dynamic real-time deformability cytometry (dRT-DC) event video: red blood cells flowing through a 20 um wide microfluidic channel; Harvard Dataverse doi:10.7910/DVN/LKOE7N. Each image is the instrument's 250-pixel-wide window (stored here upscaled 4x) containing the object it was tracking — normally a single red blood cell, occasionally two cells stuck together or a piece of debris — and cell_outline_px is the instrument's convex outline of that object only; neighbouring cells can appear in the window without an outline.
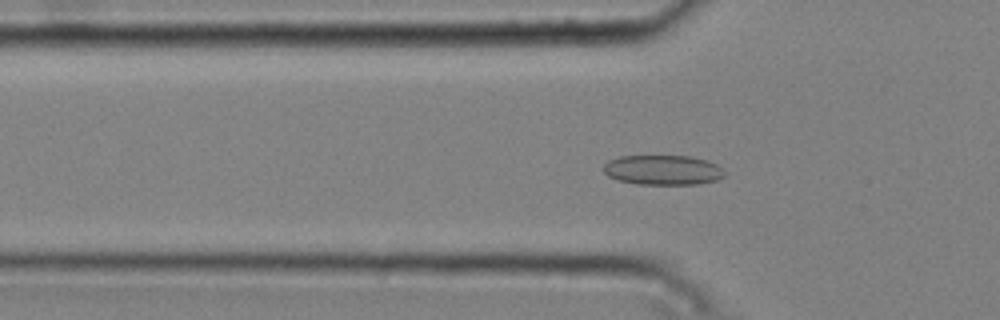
{"species": "common noctule bat (a hibernating species)", "species_latin": "Nyctalus noctula", "temperature_condition": "cold", "stored_images_in_passage": 43, "camera_frame_rate_fps": 3000, "um_per_image_px": 0.085, "animal": {"sex": "male", "body_mass_g": 20.4}, "frame": {"image": 1, "passage_image": 16, "time_ms": 5.0, "image_size_px": [1000, 320], "cell_outline_px": [[728, 172], [724, 176], [716, 180], [700, 184], [636, 184], [620, 180], [608, 176], [604, 172], [604, 164], [608, 160], [620, 156], [692, 156], [708, 160], [716, 164]], "centroid_in_image_um": [56.39, 14.44], "position_along_channel_um": 69.4, "area_um2": 21.21}}
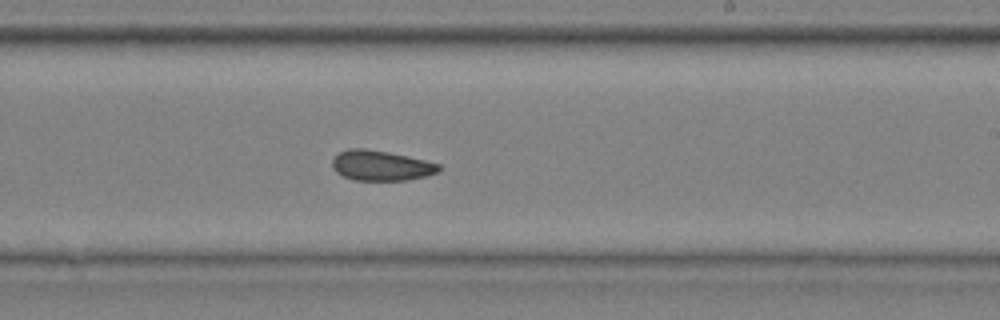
{"frame": {"image": 2, "passage_image": 31, "time_ms": 10.0, "image_size_px": [1000, 320], "cell_outline_px": [[440, 172], [408, 180], [352, 180], [336, 172], [332, 168], [332, 160], [340, 152], [348, 148], [364, 148], [388, 152], [408, 156], [440, 164]], "centroid_in_image_um": [32.38, 14.07], "position_along_channel_um": 256.6, "area_um2": 18.73}}
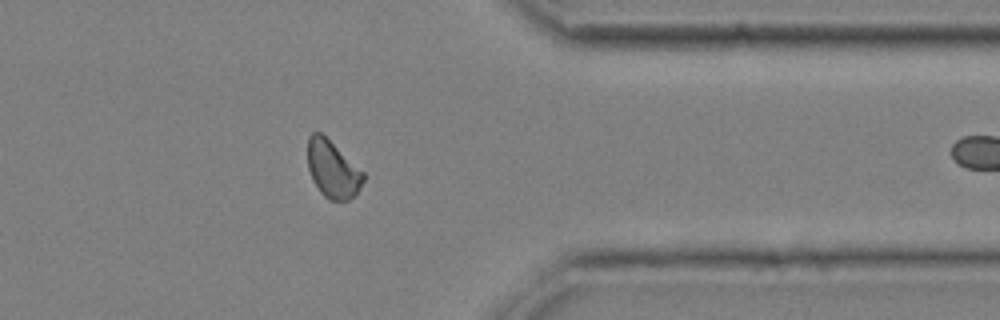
{"frame": {"image": 3, "passage_image": 42, "time_ms": 13.667, "image_size_px": [1000, 320], "cell_outline_px": [[364, 180], [356, 192], [348, 200], [328, 200], [320, 192], [312, 180], [308, 168], [308, 136], [312, 132], [320, 132], [364, 172]], "centroid_in_image_um": [28.24, 14.39], "position_along_channel_um": 383.2, "area_um2": 18.26}}